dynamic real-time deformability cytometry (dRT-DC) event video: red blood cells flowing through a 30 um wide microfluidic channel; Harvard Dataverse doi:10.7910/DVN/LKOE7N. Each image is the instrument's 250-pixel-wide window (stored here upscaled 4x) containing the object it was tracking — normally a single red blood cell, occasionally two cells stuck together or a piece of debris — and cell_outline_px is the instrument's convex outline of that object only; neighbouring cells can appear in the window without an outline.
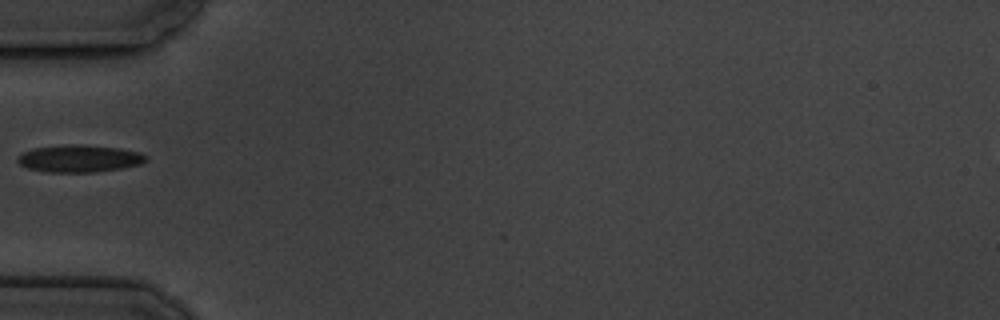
{"species": "common noctule bat (a hibernating species)", "species_latin": "Nyctalus noctula", "temperature_condition": "cold", "stored_images_in_passage": 1, "camera_frame_rate_fps": 3000, "um_per_image_px": 0.085, "animal": {"sex": "male", "body_mass_g": 19.5, "forearm_length_mm": 54.6}, "frame": {"image": 1, "passage_image": 1, "time_ms": 0.0, "image_size_px": [1000, 320], "cell_outline_px": [[148, 160], [140, 164], [120, 168], [92, 172], [48, 172], [28, 168], [20, 164], [16, 160], [16, 156], [32, 148], [68, 144], [84, 144], [120, 148], [140, 152], [148, 156]], "centroid_in_image_um": [6.74, 13.46], "position_along_channel_um": 78.3, "area_um2": 20.52}}